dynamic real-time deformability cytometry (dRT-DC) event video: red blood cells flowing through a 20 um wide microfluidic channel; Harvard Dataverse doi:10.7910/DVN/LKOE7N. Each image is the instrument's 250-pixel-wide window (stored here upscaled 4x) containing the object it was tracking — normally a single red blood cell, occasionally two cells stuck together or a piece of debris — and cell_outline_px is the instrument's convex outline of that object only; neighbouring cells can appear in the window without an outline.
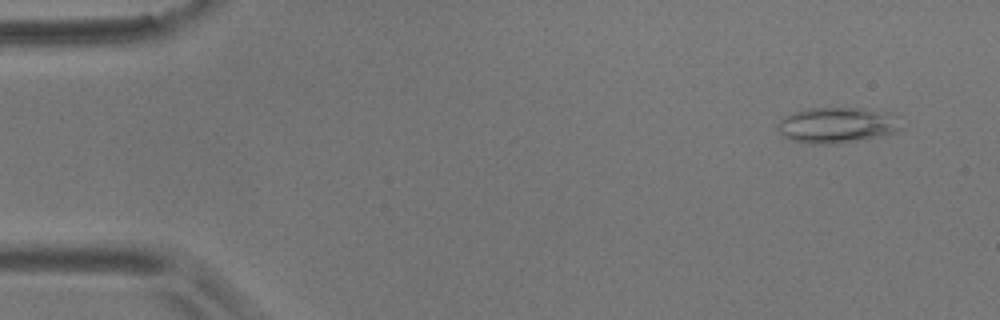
{"species": "common noctule bat (a hibernating species)", "species_latin": "Nyctalus noctula", "temperature_condition": "room temperature", "stored_images_in_passage": 6, "camera_frame_rate_fps": 3000, "um_per_image_px": 0.085, "animal": {"sex": "male", "body_mass_g": 17.9}, "frame": {"image": 1, "passage_image": 1, "time_ms": 0.0, "image_size_px": [1000, 320], "cell_outline_px": [[904, 128], [896, 132], [856, 140], [824, 144], [812, 144], [792, 140], [784, 136], [780, 132], [776, 124], [784, 116], [792, 112], [808, 108], [864, 108], [884, 112], [896, 116]], "centroid_in_image_um": [71.12, 10.62], "position_along_channel_um": 13.9, "area_um2": 25.43}}
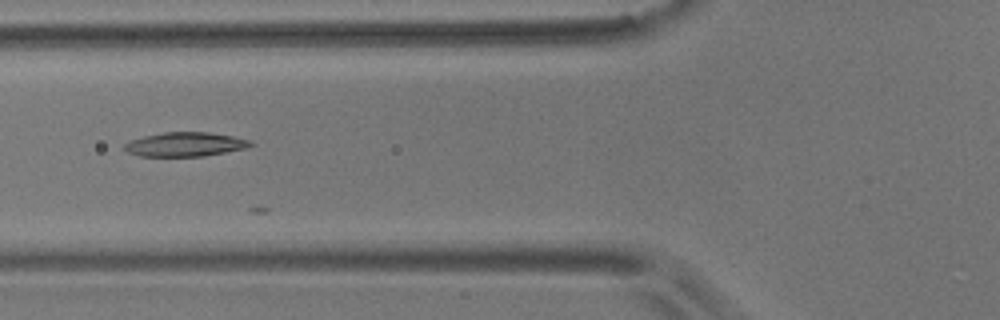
{"frame": {"image": 2, "passage_image": 5, "time_ms": 1.333, "image_size_px": [1000, 320], "cell_outline_px": [[256, 144], [244, 148], [204, 156], [140, 156], [128, 152], [124, 148], [124, 144], [132, 140], [144, 136], [164, 132], [208, 132], [232, 136], [248, 140]], "centroid_in_image_um": [15.73, 12.27], "position_along_channel_um": 110.1, "area_um2": 17.51}}